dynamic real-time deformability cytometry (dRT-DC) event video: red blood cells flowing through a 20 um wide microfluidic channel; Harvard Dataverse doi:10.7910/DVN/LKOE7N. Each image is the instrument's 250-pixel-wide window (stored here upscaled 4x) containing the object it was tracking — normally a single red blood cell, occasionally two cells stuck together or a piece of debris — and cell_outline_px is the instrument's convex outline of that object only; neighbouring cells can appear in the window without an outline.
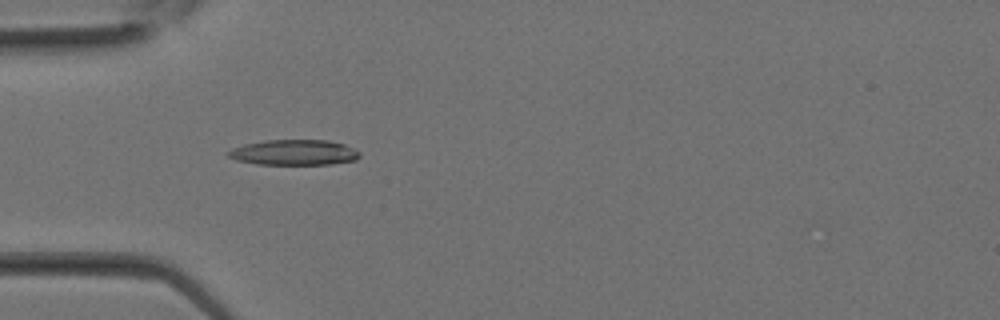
{"species": "Egyptian fruit bat (a non-hibernating species)", "species_latin": "Rousettus aegyptiacus", "temperature_condition": "room temperature", "stored_images_in_passage": 21, "camera_frame_rate_fps": 3000, "um_per_image_px": 0.085, "animal": {"sex": "female"}, "frame": {"image": 1, "passage_image": 8, "time_ms": 2.333, "image_size_px": [1000, 320], "cell_outline_px": [[360, 156], [356, 160], [332, 164], [256, 164], [236, 160], [228, 156], [224, 152], [232, 148], [244, 144], [264, 140], [328, 140], [344, 144], [360, 152]], "centroid_in_image_um": [24.97, 12.95], "position_along_channel_um": 60.0, "area_um2": 19.59}}
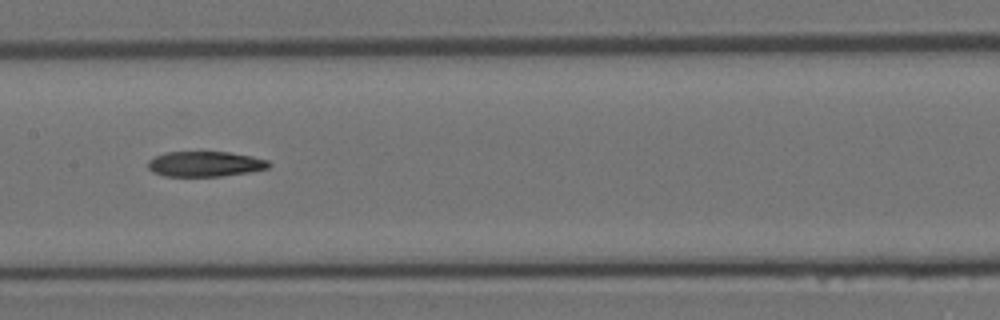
{"frame": {"image": 2, "passage_image": 14, "time_ms": 4.333, "image_size_px": [1000, 320], "cell_outline_px": [[272, 164], [268, 168], [248, 172], [220, 176], [164, 176], [152, 172], [148, 168], [148, 160], [164, 152], [228, 152], [252, 156], [268, 160]], "centroid_in_image_um": [17.42, 13.93], "position_along_channel_um": 190.0, "area_um2": 17.8}}
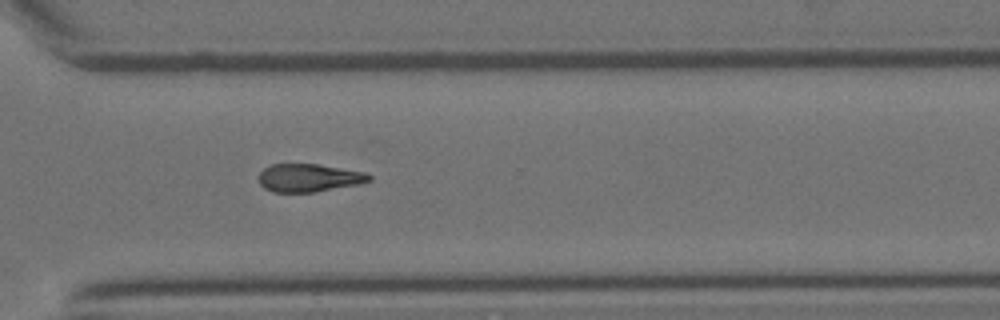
{"frame": {"image": 3, "passage_image": 21, "time_ms": 6.667, "image_size_px": [1000, 320], "cell_outline_px": [[372, 180], [360, 184], [316, 192], [272, 192], [264, 188], [260, 184], [260, 172], [264, 168], [272, 164], [316, 164], [368, 172], [372, 176]], "centroid_in_image_um": [26.3, 15.12], "position_along_channel_um": 344.3, "area_um2": 18.15}}